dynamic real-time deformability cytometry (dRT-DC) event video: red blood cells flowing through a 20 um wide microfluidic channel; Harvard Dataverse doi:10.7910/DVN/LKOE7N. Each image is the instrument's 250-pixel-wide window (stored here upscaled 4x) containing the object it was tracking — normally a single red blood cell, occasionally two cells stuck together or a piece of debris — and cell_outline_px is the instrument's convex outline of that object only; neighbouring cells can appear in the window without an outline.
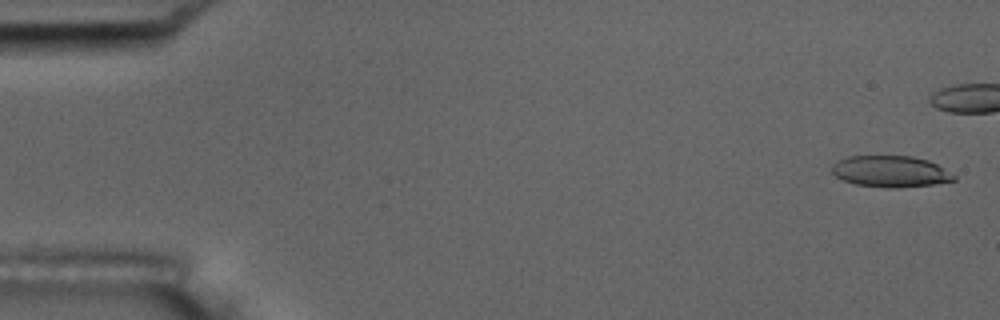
{"species": "common noctule bat (a hibernating species)", "species_latin": "Nyctalus noctula", "temperature_condition": "room temperature", "stored_images_in_passage": 13, "camera_frame_rate_fps": 3000, "um_per_image_px": 0.085, "animal": {"sex": "male", "body_mass_g": 17.5, "forearm_length_mm": 52.3}, "frame": {"image": 1, "passage_image": 1, "time_ms": 0.0, "image_size_px": [1000, 320], "cell_outline_px": [[956, 180], [932, 184], [896, 188], [888, 188], [856, 184], [844, 180], [836, 176], [832, 172], [832, 164], [836, 160], [848, 156], [912, 156], [928, 160], [936, 164], [956, 176]], "centroid_in_image_um": [75.67, 14.56], "position_along_channel_um": 9.3, "area_um2": 22.2}}